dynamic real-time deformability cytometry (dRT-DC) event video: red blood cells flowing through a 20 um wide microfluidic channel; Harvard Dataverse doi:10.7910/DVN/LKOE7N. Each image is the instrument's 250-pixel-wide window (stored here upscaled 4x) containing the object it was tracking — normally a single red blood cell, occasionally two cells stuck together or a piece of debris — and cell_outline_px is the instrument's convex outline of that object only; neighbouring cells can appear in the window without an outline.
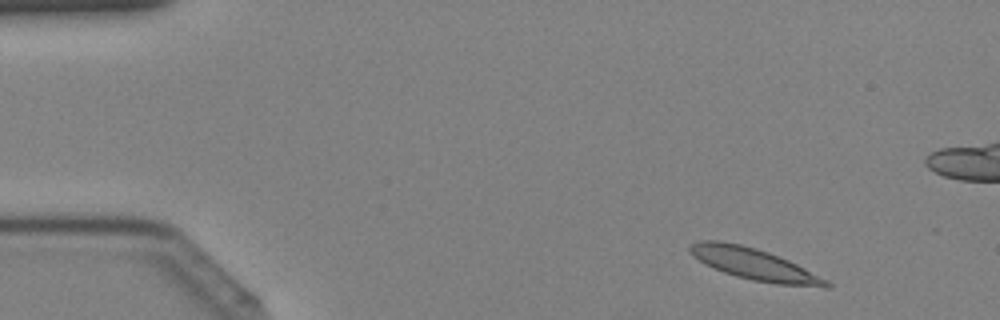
{"species": "Egyptian fruit bat (a non-hibernating species)", "species_latin": "Rousettus aegyptiacus", "temperature_condition": "cold", "stored_images_in_passage": 42, "camera_frame_rate_fps": 3000, "um_per_image_px": 0.085, "animal": {"sex": "female"}, "frame": {"image": 1, "passage_image": 3, "time_ms": 0.667, "image_size_px": [1000, 320], "cell_outline_px": [[832, 284], [828, 288], [824, 288], [776, 284], [752, 280], [736, 276], [724, 272], [704, 264], [692, 256], [688, 248], [692, 244], [700, 240], [720, 240], [740, 244], [756, 248], [768, 252], [788, 260], [828, 280]], "centroid_in_image_um": [64.11, 22.46], "position_along_channel_um": 20.9, "area_um2": 25.09}}
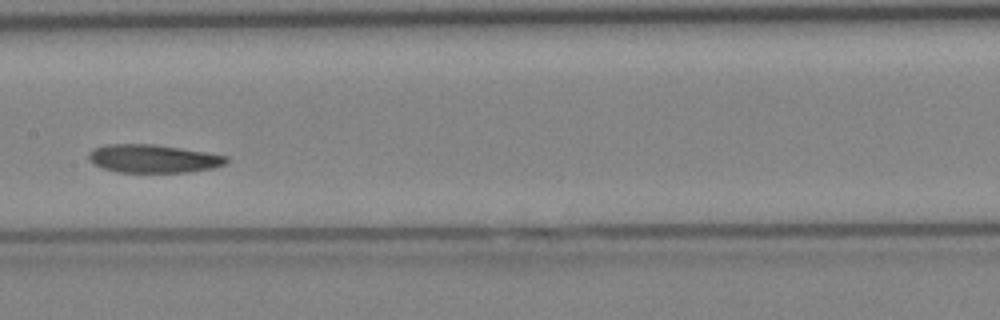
{"frame": {"image": 2, "passage_image": 20, "time_ms": 6.333, "image_size_px": [1000, 320], "cell_outline_px": [[228, 164], [212, 168], [188, 172], [116, 172], [104, 168], [88, 160], [88, 152], [92, 148], [108, 144], [152, 144], [180, 148], [228, 156]], "centroid_in_image_um": [13.02, 13.48], "position_along_channel_um": 194.4, "area_um2": 22.6}}
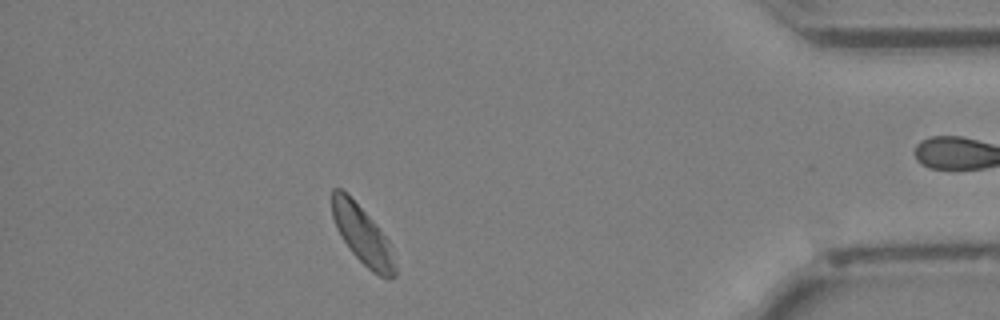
{"frame": {"image": 3, "passage_image": 36, "time_ms": 11.667, "image_size_px": [1000, 320], "cell_outline_px": [[396, 276], [388, 280], [372, 272], [352, 252], [336, 228], [332, 216], [332, 188], [340, 188], [376, 224], [388, 240], [396, 264]], "centroid_in_image_um": [30.83, 20.03], "position_along_channel_um": 404.4, "area_um2": 20.87}}